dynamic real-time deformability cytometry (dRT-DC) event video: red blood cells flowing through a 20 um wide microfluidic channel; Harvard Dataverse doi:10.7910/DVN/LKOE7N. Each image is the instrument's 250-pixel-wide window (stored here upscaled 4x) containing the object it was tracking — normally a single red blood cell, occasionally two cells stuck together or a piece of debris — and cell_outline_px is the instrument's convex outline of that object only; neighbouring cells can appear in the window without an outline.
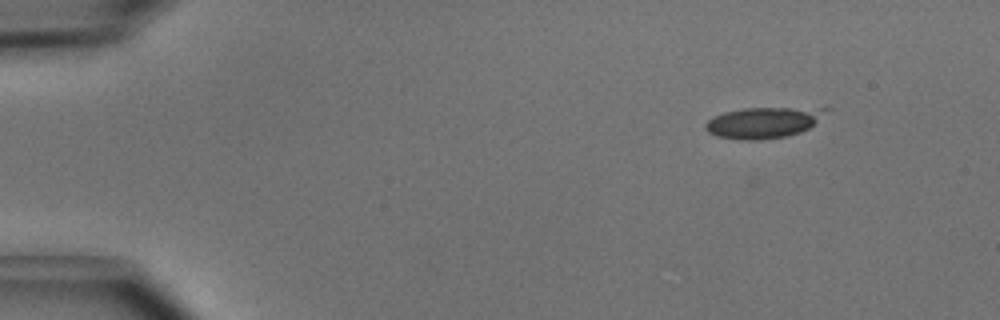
{"species": "common noctule bat (a hibernating species)", "species_latin": "Nyctalus noctula", "temperature_condition": "cold", "stored_images_in_passage": 4, "camera_frame_rate_fps": 3000, "um_per_image_px": 0.085, "animal": {"sex": "male", "body_mass_g": 15.6}, "frame": {"image": 1, "passage_image": 1, "time_ms": 0.0, "image_size_px": [1000, 320], "cell_outline_px": [[832, 108], [808, 128], [800, 132], [788, 136], [756, 140], [740, 140], [716, 136], [708, 132], [704, 128], [704, 124], [712, 116], [724, 112], [744, 108]], "centroid_in_image_um": [64.84, 10.42], "position_along_channel_um": 20.2, "area_um2": 21.73}}